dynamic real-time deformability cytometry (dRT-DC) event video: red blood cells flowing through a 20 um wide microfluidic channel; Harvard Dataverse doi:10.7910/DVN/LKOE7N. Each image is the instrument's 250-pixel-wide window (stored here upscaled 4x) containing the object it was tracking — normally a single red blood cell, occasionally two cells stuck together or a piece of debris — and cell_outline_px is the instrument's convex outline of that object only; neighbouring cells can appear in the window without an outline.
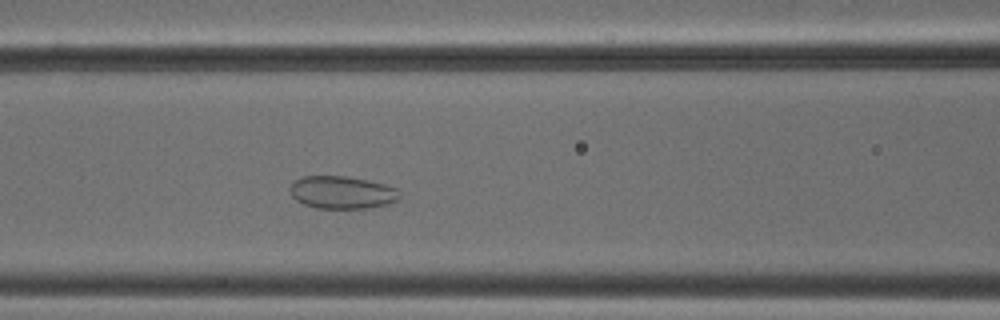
{"species": "common noctule bat (a hibernating species)", "species_latin": "Nyctalus noctula", "temperature_condition": "cold", "stored_images_in_passage": 48, "segment_of_instrument_passage": [1, 2], "camera_frame_rate_fps": 3000, "um_per_image_px": 0.085, "animal": {"sex": "male", "body_mass_g": 18.8}, "frame": {"image": 1, "passage_image": 17, "time_ms": 5.333, "image_size_px": [1000, 320], "cell_outline_px": [[400, 200], [388, 204], [368, 208], [316, 208], [304, 204], [296, 200], [292, 196], [288, 188], [296, 180], [304, 176], [348, 176], [368, 180], [384, 184], [396, 188], [400, 192]], "centroid_in_image_um": [29.09, 16.35], "position_along_channel_um": 137.5, "area_um2": 20.98}}
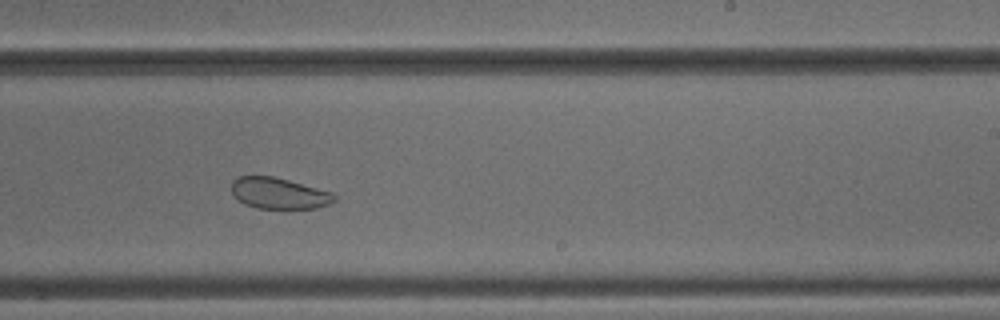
{"frame": {"image": 2, "passage_image": 27, "time_ms": 8.667, "image_size_px": [1000, 320], "cell_outline_px": [[340, 196], [336, 200], [328, 204], [316, 208], [256, 208], [244, 204], [236, 200], [232, 196], [232, 180], [236, 176], [272, 176], [288, 180], [332, 192]], "centroid_in_image_um": [23.68, 16.43], "position_along_channel_um": 265.3, "area_um2": 18.84}}
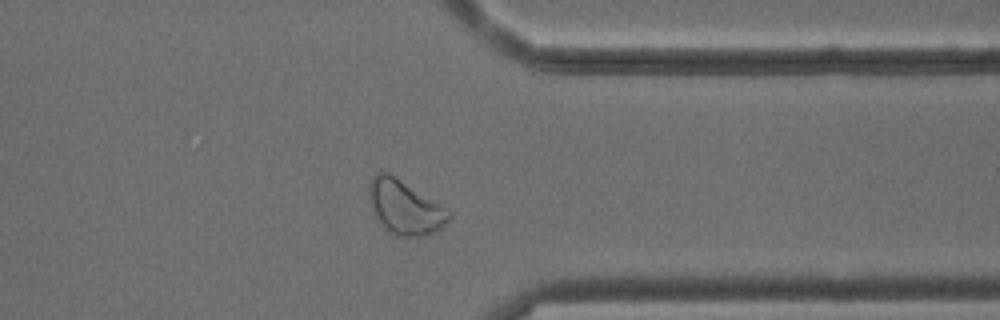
{"frame": {"image": 3, "passage_image": 36, "time_ms": 11.667, "image_size_px": [1000, 320], "cell_outline_px": [[452, 216], [436, 232], [424, 236], [396, 236], [388, 232], [384, 228], [372, 212], [368, 188], [368, 184], [372, 176], [376, 172], [388, 172], [452, 212]], "centroid_in_image_um": [34.38, 17.63], "position_along_channel_um": 377.0, "area_um2": 25.03}}